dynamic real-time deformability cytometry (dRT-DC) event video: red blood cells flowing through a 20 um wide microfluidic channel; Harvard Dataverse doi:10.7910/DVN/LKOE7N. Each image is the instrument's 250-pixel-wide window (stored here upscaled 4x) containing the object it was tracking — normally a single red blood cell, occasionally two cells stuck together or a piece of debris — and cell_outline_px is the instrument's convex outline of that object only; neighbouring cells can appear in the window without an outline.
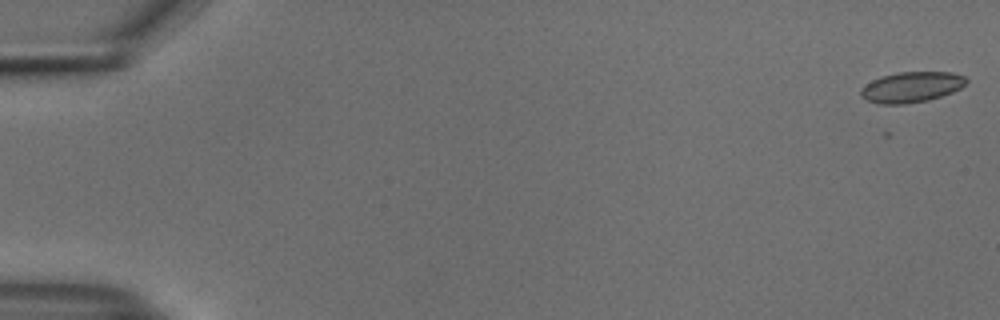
{"species": "common noctule bat (a hibernating species)", "species_latin": "Nyctalus noctula", "temperature_condition": "cold", "stored_images_in_passage": 54, "camera_frame_rate_fps": 3000, "um_per_image_px": 0.085, "animal": {"sex": "male", "body_mass_g": 18.8}, "frame": {"image": 1, "passage_image": 1, "time_ms": 0.0, "image_size_px": [1000, 320], "cell_outline_px": [[968, 80], [960, 88], [952, 92], [928, 100], [904, 104], [876, 104], [860, 96], [860, 88], [864, 84], [880, 76], [900, 72], [952, 72], [964, 76]], "centroid_in_image_um": [77.43, 7.4], "position_along_channel_um": 7.6, "area_um2": 18.84}}
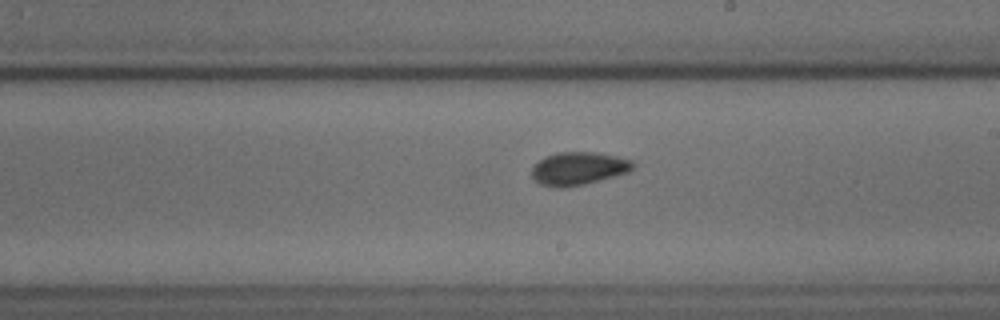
{"frame": {"image": 2, "passage_image": 32, "time_ms": 10.333, "image_size_px": [1000, 320], "cell_outline_px": [[636, 164], [628, 172], [584, 184], [556, 188], [540, 184], [532, 176], [532, 168], [544, 156], [556, 152], [596, 152], [616, 156], [632, 160]], "centroid_in_image_um": [49.17, 14.31], "position_along_channel_um": 239.8, "area_um2": 19.31}}
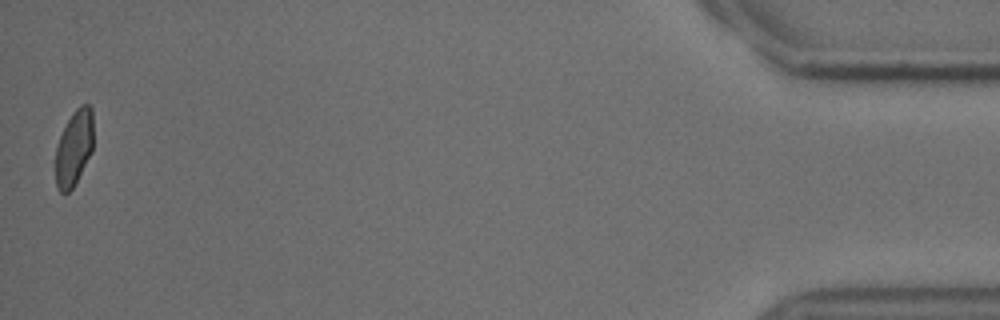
{"frame": {"image": 3, "passage_image": 54, "time_ms": 17.667, "image_size_px": [1000, 320], "cell_outline_px": [[92, 152], [72, 188], [68, 192], [60, 192], [56, 188], [56, 148], [60, 136], [72, 112], [80, 104], [88, 104], [92, 108]], "centroid_in_image_um": [6.29, 12.55], "position_along_channel_um": 428.9, "area_um2": 16.47}, "authors_computed_cell_mechanics": {"area_um2": 18.8428, "velocity_mm_per_s": 3.7461, "shape_relaxation_time_tau1_ms": 6.0858, "shape_relaxation_time_tau2_ms": 1.5331, "deformation_change_tau1": 0.1091, "deformation_change_tau2": 0.0425}}